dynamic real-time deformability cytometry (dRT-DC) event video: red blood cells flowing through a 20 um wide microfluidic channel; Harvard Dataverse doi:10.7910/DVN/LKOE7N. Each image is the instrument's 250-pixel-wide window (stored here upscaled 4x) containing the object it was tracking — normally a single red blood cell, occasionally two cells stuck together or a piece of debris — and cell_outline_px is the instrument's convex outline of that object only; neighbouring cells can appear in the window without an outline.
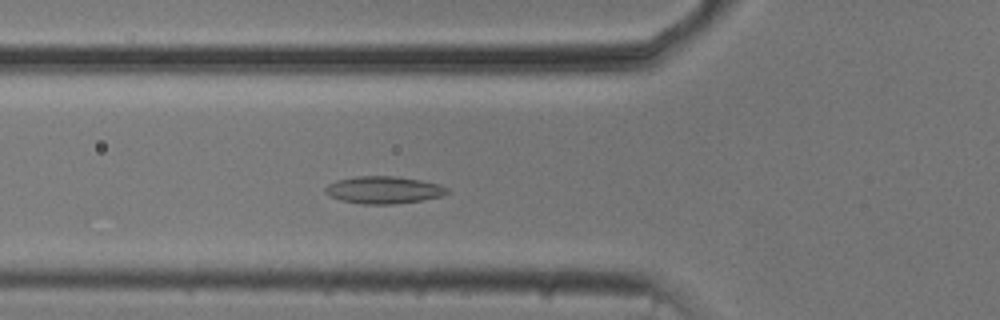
{"species": "common noctule bat (a hibernating species)", "species_latin": "Nyctalus noctula", "temperature_condition": "cold", "stored_images_in_passage": 49, "camera_frame_rate_fps": 3000, "um_per_image_px": 0.085, "animal": {"sex": "male", "body_mass_g": 20.5, "forearm_length_mm": 52.5}, "frame": {"image": 1, "passage_image": 14, "time_ms": 4.333, "image_size_px": [1000, 320], "cell_outline_px": [[448, 192], [440, 196], [420, 200], [396, 204], [360, 204], [340, 200], [324, 192], [324, 188], [328, 184], [336, 180], [360, 176], [396, 176], [420, 180], [440, 184], [448, 188]], "centroid_in_image_um": [32.59, 16.14], "position_along_channel_um": 93.2, "area_um2": 19.31}}
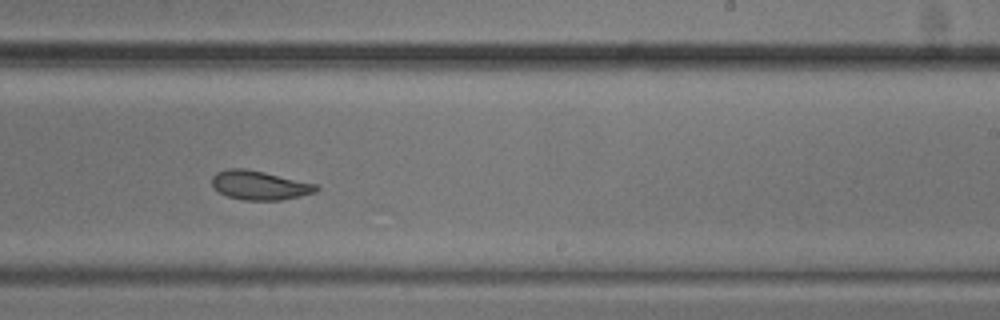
{"frame": {"image": 2, "passage_image": 28, "time_ms": 9.0, "image_size_px": [1000, 320], "cell_outline_px": [[320, 188], [316, 192], [300, 196], [280, 200], [244, 200], [228, 196], [220, 192], [212, 184], [212, 176], [216, 172], [228, 168], [244, 168], [264, 172], [316, 184]], "centroid_in_image_um": [22.06, 15.74], "position_along_channel_um": 266.9, "area_um2": 17.51}}
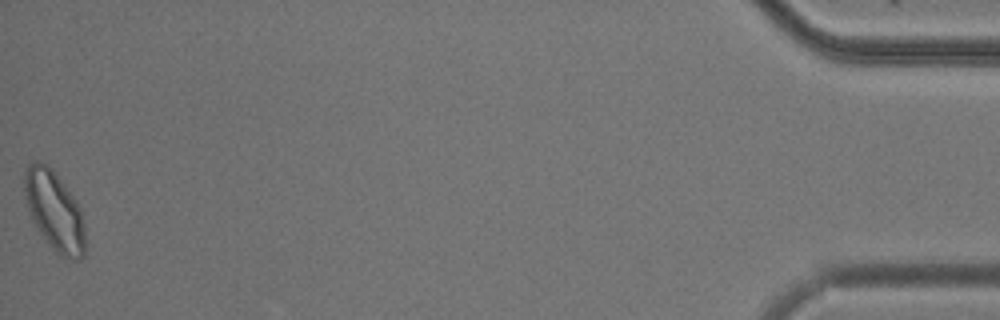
{"frame": {"image": 3, "passage_image": 49, "time_ms": 16.0, "image_size_px": [1000, 320], "cell_outline_px": [[84, 256], [80, 260], [72, 260], [60, 256], [48, 244], [36, 228], [32, 220], [28, 208], [24, 192], [24, 172], [28, 164], [36, 160], [40, 160], [48, 164], [56, 172], [76, 200], [80, 208], [84, 224]], "centroid_in_image_um": [4.62, 17.9], "position_along_channel_um": 430.6, "area_um2": 28.5}, "authors_computed_cell_mechanics": {"area_um2": 19.7098, "velocity_mm_per_s": 3.7163, "shape_relaxation_time_tau1_ms": null, "shape_relaxation_time_tau2_ms": 4.0341, "deformation_change_tau1": null, "deformation_change_tau2": 0.0834}}